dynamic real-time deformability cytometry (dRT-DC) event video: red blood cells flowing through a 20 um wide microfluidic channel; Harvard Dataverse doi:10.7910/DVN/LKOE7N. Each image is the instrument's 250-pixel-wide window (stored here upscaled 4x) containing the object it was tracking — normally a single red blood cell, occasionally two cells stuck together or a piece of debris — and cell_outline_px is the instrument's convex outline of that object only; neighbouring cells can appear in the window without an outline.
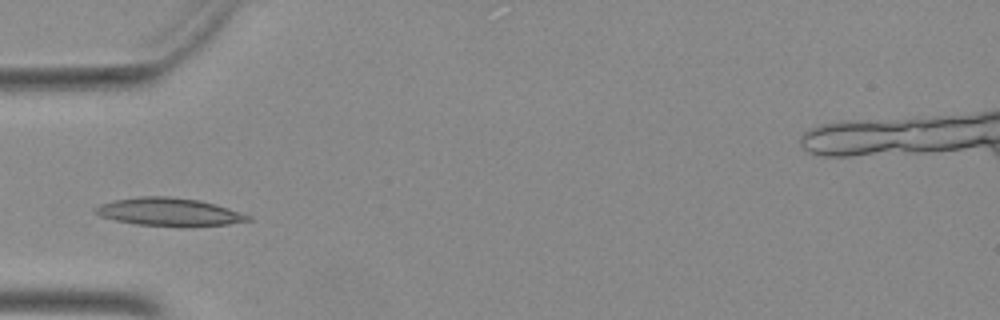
{"species": "Egyptian fruit bat (a non-hibernating species)", "species_latin": "Rousettus aegyptiacus", "temperature_condition": "warm", "stored_images_in_passage": 35, "camera_frame_rate_fps": 3000, "um_per_image_px": 0.085, "animal": {"sex": "female"}, "frame": {"image": 1, "passage_image": 1, "time_ms": 0.0, "image_size_px": [1000, 320], "cell_outline_px": [[252, 220], [228, 224], [136, 224], [116, 220], [100, 216], [92, 212], [100, 204], [112, 200], [140, 196], [168, 196], [196, 200], [216, 204], [252, 216]], "centroid_in_image_um": [14.32, 17.97], "position_along_channel_um": 70.7, "area_um2": 23.93}}
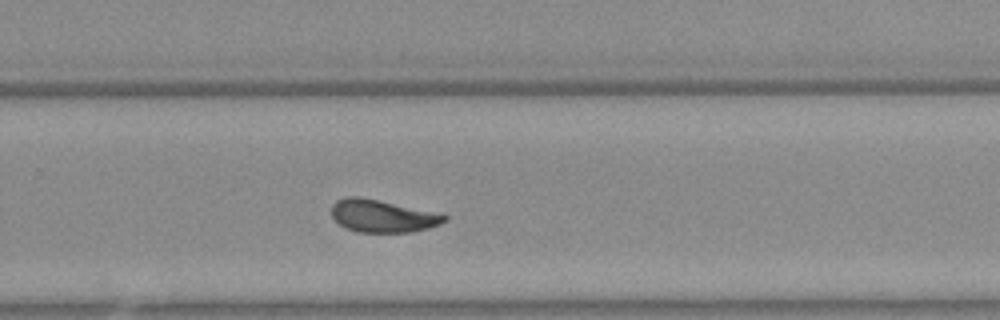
{"frame": {"image": 2, "passage_image": 18, "time_ms": 5.667, "image_size_px": [1000, 320], "cell_outline_px": [[448, 220], [440, 224], [428, 228], [412, 232], [356, 232], [340, 224], [332, 216], [332, 204], [336, 200], [348, 196], [356, 196], [376, 200], [432, 212], [448, 216]], "centroid_in_image_um": [32.49, 18.37], "position_along_channel_um": 297.3, "area_um2": 20.92}}
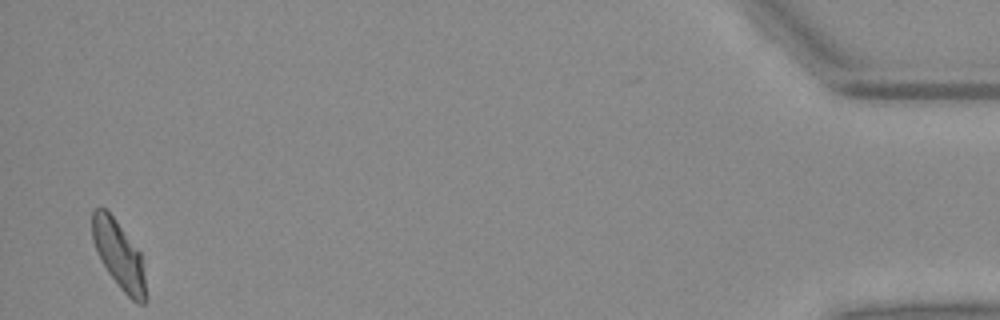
{"frame": {"image": 3, "passage_image": 34, "time_ms": 11.0, "image_size_px": [1000, 320], "cell_outline_px": [[148, 300], [144, 304], [136, 304], [120, 288], [108, 272], [92, 240], [92, 212], [96, 208], [104, 208], [116, 220], [140, 252], [148, 296]], "centroid_in_image_um": [10.14, 21.73], "position_along_channel_um": 425.1, "area_um2": 20.98}}